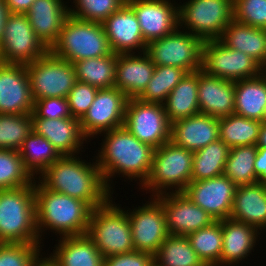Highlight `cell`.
<instances>
[{
    "label": "cell",
    "instance_id": "cell-1",
    "mask_svg": "<svg viewBox=\"0 0 266 266\" xmlns=\"http://www.w3.org/2000/svg\"><path fill=\"white\" fill-rule=\"evenodd\" d=\"M80 161L73 155L61 156L43 173L41 183L46 189L87 202L93 209L109 200L99 166Z\"/></svg>",
    "mask_w": 266,
    "mask_h": 266
},
{
    "label": "cell",
    "instance_id": "cell-2",
    "mask_svg": "<svg viewBox=\"0 0 266 266\" xmlns=\"http://www.w3.org/2000/svg\"><path fill=\"white\" fill-rule=\"evenodd\" d=\"M154 151L155 148L139 141L125 126L106 132L97 161L106 186L111 188L109 177L115 173L141 178L143 185L150 175Z\"/></svg>",
    "mask_w": 266,
    "mask_h": 266
},
{
    "label": "cell",
    "instance_id": "cell-3",
    "mask_svg": "<svg viewBox=\"0 0 266 266\" xmlns=\"http://www.w3.org/2000/svg\"><path fill=\"white\" fill-rule=\"evenodd\" d=\"M36 226L40 236L42 227L50 228L61 236H79L87 233L93 208L85 201L36 185Z\"/></svg>",
    "mask_w": 266,
    "mask_h": 266
},
{
    "label": "cell",
    "instance_id": "cell-4",
    "mask_svg": "<svg viewBox=\"0 0 266 266\" xmlns=\"http://www.w3.org/2000/svg\"><path fill=\"white\" fill-rule=\"evenodd\" d=\"M34 184L0 189V243H39Z\"/></svg>",
    "mask_w": 266,
    "mask_h": 266
},
{
    "label": "cell",
    "instance_id": "cell-5",
    "mask_svg": "<svg viewBox=\"0 0 266 266\" xmlns=\"http://www.w3.org/2000/svg\"><path fill=\"white\" fill-rule=\"evenodd\" d=\"M70 63L112 53L102 23L84 21L69 15L56 43L49 50Z\"/></svg>",
    "mask_w": 266,
    "mask_h": 266
},
{
    "label": "cell",
    "instance_id": "cell-6",
    "mask_svg": "<svg viewBox=\"0 0 266 266\" xmlns=\"http://www.w3.org/2000/svg\"><path fill=\"white\" fill-rule=\"evenodd\" d=\"M110 201L92 210L86 233L104 258L135 250L127 213Z\"/></svg>",
    "mask_w": 266,
    "mask_h": 266
},
{
    "label": "cell",
    "instance_id": "cell-7",
    "mask_svg": "<svg viewBox=\"0 0 266 266\" xmlns=\"http://www.w3.org/2000/svg\"><path fill=\"white\" fill-rule=\"evenodd\" d=\"M193 152L175 145L172 141L156 148L152 168L146 182V189L156 192L154 196L166 193V188L176 187L175 192H184L191 182Z\"/></svg>",
    "mask_w": 266,
    "mask_h": 266
},
{
    "label": "cell",
    "instance_id": "cell-8",
    "mask_svg": "<svg viewBox=\"0 0 266 266\" xmlns=\"http://www.w3.org/2000/svg\"><path fill=\"white\" fill-rule=\"evenodd\" d=\"M33 100L66 98L77 82L72 63L54 56L50 51L43 57L26 64Z\"/></svg>",
    "mask_w": 266,
    "mask_h": 266
},
{
    "label": "cell",
    "instance_id": "cell-9",
    "mask_svg": "<svg viewBox=\"0 0 266 266\" xmlns=\"http://www.w3.org/2000/svg\"><path fill=\"white\" fill-rule=\"evenodd\" d=\"M177 8L179 26L185 23L203 41L219 39L234 19L233 0H190Z\"/></svg>",
    "mask_w": 266,
    "mask_h": 266
},
{
    "label": "cell",
    "instance_id": "cell-10",
    "mask_svg": "<svg viewBox=\"0 0 266 266\" xmlns=\"http://www.w3.org/2000/svg\"><path fill=\"white\" fill-rule=\"evenodd\" d=\"M204 41L191 32H180L178 28L146 45L145 53L158 66H173L188 73L202 69V47Z\"/></svg>",
    "mask_w": 266,
    "mask_h": 266
},
{
    "label": "cell",
    "instance_id": "cell-11",
    "mask_svg": "<svg viewBox=\"0 0 266 266\" xmlns=\"http://www.w3.org/2000/svg\"><path fill=\"white\" fill-rule=\"evenodd\" d=\"M48 52L33 31L26 13H7L0 42V62L26 65Z\"/></svg>",
    "mask_w": 266,
    "mask_h": 266
},
{
    "label": "cell",
    "instance_id": "cell-12",
    "mask_svg": "<svg viewBox=\"0 0 266 266\" xmlns=\"http://www.w3.org/2000/svg\"><path fill=\"white\" fill-rule=\"evenodd\" d=\"M124 126L139 141L155 149L171 139V123L161 103L143 102L138 98L128 99Z\"/></svg>",
    "mask_w": 266,
    "mask_h": 266
},
{
    "label": "cell",
    "instance_id": "cell-13",
    "mask_svg": "<svg viewBox=\"0 0 266 266\" xmlns=\"http://www.w3.org/2000/svg\"><path fill=\"white\" fill-rule=\"evenodd\" d=\"M201 70L208 75L233 81L251 79L264 71L250 56L227 48L218 39L204 41Z\"/></svg>",
    "mask_w": 266,
    "mask_h": 266
},
{
    "label": "cell",
    "instance_id": "cell-14",
    "mask_svg": "<svg viewBox=\"0 0 266 266\" xmlns=\"http://www.w3.org/2000/svg\"><path fill=\"white\" fill-rule=\"evenodd\" d=\"M127 96L116 87L99 89L87 113L80 120L85 138L124 126Z\"/></svg>",
    "mask_w": 266,
    "mask_h": 266
},
{
    "label": "cell",
    "instance_id": "cell-15",
    "mask_svg": "<svg viewBox=\"0 0 266 266\" xmlns=\"http://www.w3.org/2000/svg\"><path fill=\"white\" fill-rule=\"evenodd\" d=\"M153 201L127 215L134 249L154 256L169 233L165 210L155 197Z\"/></svg>",
    "mask_w": 266,
    "mask_h": 266
},
{
    "label": "cell",
    "instance_id": "cell-16",
    "mask_svg": "<svg viewBox=\"0 0 266 266\" xmlns=\"http://www.w3.org/2000/svg\"><path fill=\"white\" fill-rule=\"evenodd\" d=\"M236 187L223 174L210 179L191 181L184 193L215 221H221L230 218Z\"/></svg>",
    "mask_w": 266,
    "mask_h": 266
},
{
    "label": "cell",
    "instance_id": "cell-17",
    "mask_svg": "<svg viewBox=\"0 0 266 266\" xmlns=\"http://www.w3.org/2000/svg\"><path fill=\"white\" fill-rule=\"evenodd\" d=\"M156 199L165 210L169 235L187 236L215 221L184 192H170V195L167 192L156 196Z\"/></svg>",
    "mask_w": 266,
    "mask_h": 266
},
{
    "label": "cell",
    "instance_id": "cell-18",
    "mask_svg": "<svg viewBox=\"0 0 266 266\" xmlns=\"http://www.w3.org/2000/svg\"><path fill=\"white\" fill-rule=\"evenodd\" d=\"M33 104L26 65L0 62V114H31Z\"/></svg>",
    "mask_w": 266,
    "mask_h": 266
},
{
    "label": "cell",
    "instance_id": "cell-19",
    "mask_svg": "<svg viewBox=\"0 0 266 266\" xmlns=\"http://www.w3.org/2000/svg\"><path fill=\"white\" fill-rule=\"evenodd\" d=\"M126 3L136 15L146 43L173 33L179 26L178 9L167 0H128Z\"/></svg>",
    "mask_w": 266,
    "mask_h": 266
},
{
    "label": "cell",
    "instance_id": "cell-20",
    "mask_svg": "<svg viewBox=\"0 0 266 266\" xmlns=\"http://www.w3.org/2000/svg\"><path fill=\"white\" fill-rule=\"evenodd\" d=\"M111 51L115 54H129L133 49L146 50L139 21L133 9L123 4L116 12L102 22Z\"/></svg>",
    "mask_w": 266,
    "mask_h": 266
},
{
    "label": "cell",
    "instance_id": "cell-21",
    "mask_svg": "<svg viewBox=\"0 0 266 266\" xmlns=\"http://www.w3.org/2000/svg\"><path fill=\"white\" fill-rule=\"evenodd\" d=\"M235 81L198 71V104L202 114L222 118L234 114Z\"/></svg>",
    "mask_w": 266,
    "mask_h": 266
},
{
    "label": "cell",
    "instance_id": "cell-22",
    "mask_svg": "<svg viewBox=\"0 0 266 266\" xmlns=\"http://www.w3.org/2000/svg\"><path fill=\"white\" fill-rule=\"evenodd\" d=\"M219 139V118L207 114L198 113L171 124L170 141L191 152Z\"/></svg>",
    "mask_w": 266,
    "mask_h": 266
},
{
    "label": "cell",
    "instance_id": "cell-23",
    "mask_svg": "<svg viewBox=\"0 0 266 266\" xmlns=\"http://www.w3.org/2000/svg\"><path fill=\"white\" fill-rule=\"evenodd\" d=\"M155 64L144 52L142 56L133 53L116 54V80L114 87L128 99L138 98L152 78Z\"/></svg>",
    "mask_w": 266,
    "mask_h": 266
},
{
    "label": "cell",
    "instance_id": "cell-24",
    "mask_svg": "<svg viewBox=\"0 0 266 266\" xmlns=\"http://www.w3.org/2000/svg\"><path fill=\"white\" fill-rule=\"evenodd\" d=\"M63 4L61 0H35L26 13L33 31L49 50L70 15V8Z\"/></svg>",
    "mask_w": 266,
    "mask_h": 266
},
{
    "label": "cell",
    "instance_id": "cell-25",
    "mask_svg": "<svg viewBox=\"0 0 266 266\" xmlns=\"http://www.w3.org/2000/svg\"><path fill=\"white\" fill-rule=\"evenodd\" d=\"M32 129L36 134L45 137L62 156L78 153L82 141L86 140L81 131L80 120L73 117L32 118Z\"/></svg>",
    "mask_w": 266,
    "mask_h": 266
},
{
    "label": "cell",
    "instance_id": "cell-26",
    "mask_svg": "<svg viewBox=\"0 0 266 266\" xmlns=\"http://www.w3.org/2000/svg\"><path fill=\"white\" fill-rule=\"evenodd\" d=\"M230 218L255 227H266V185L259 182L236 187Z\"/></svg>",
    "mask_w": 266,
    "mask_h": 266
},
{
    "label": "cell",
    "instance_id": "cell-27",
    "mask_svg": "<svg viewBox=\"0 0 266 266\" xmlns=\"http://www.w3.org/2000/svg\"><path fill=\"white\" fill-rule=\"evenodd\" d=\"M227 48L241 51L266 68V29L241 24L234 19L218 39Z\"/></svg>",
    "mask_w": 266,
    "mask_h": 266
},
{
    "label": "cell",
    "instance_id": "cell-28",
    "mask_svg": "<svg viewBox=\"0 0 266 266\" xmlns=\"http://www.w3.org/2000/svg\"><path fill=\"white\" fill-rule=\"evenodd\" d=\"M222 252L219 266L243 260L253 249L259 233L255 227L231 218L221 220Z\"/></svg>",
    "mask_w": 266,
    "mask_h": 266
},
{
    "label": "cell",
    "instance_id": "cell-29",
    "mask_svg": "<svg viewBox=\"0 0 266 266\" xmlns=\"http://www.w3.org/2000/svg\"><path fill=\"white\" fill-rule=\"evenodd\" d=\"M234 102L235 114L266 121V72L251 79L235 81Z\"/></svg>",
    "mask_w": 266,
    "mask_h": 266
},
{
    "label": "cell",
    "instance_id": "cell-30",
    "mask_svg": "<svg viewBox=\"0 0 266 266\" xmlns=\"http://www.w3.org/2000/svg\"><path fill=\"white\" fill-rule=\"evenodd\" d=\"M54 255L58 266H104V257L86 235L64 236Z\"/></svg>",
    "mask_w": 266,
    "mask_h": 266
},
{
    "label": "cell",
    "instance_id": "cell-31",
    "mask_svg": "<svg viewBox=\"0 0 266 266\" xmlns=\"http://www.w3.org/2000/svg\"><path fill=\"white\" fill-rule=\"evenodd\" d=\"M163 103L169 122L200 113L198 104V71L187 73Z\"/></svg>",
    "mask_w": 266,
    "mask_h": 266
},
{
    "label": "cell",
    "instance_id": "cell-32",
    "mask_svg": "<svg viewBox=\"0 0 266 266\" xmlns=\"http://www.w3.org/2000/svg\"><path fill=\"white\" fill-rule=\"evenodd\" d=\"M77 81L99 89L112 88L116 80V54L88 58L73 63Z\"/></svg>",
    "mask_w": 266,
    "mask_h": 266
},
{
    "label": "cell",
    "instance_id": "cell-33",
    "mask_svg": "<svg viewBox=\"0 0 266 266\" xmlns=\"http://www.w3.org/2000/svg\"><path fill=\"white\" fill-rule=\"evenodd\" d=\"M19 154L32 177L37 172L42 174L62 156L45 137L33 130L24 140Z\"/></svg>",
    "mask_w": 266,
    "mask_h": 266
},
{
    "label": "cell",
    "instance_id": "cell-34",
    "mask_svg": "<svg viewBox=\"0 0 266 266\" xmlns=\"http://www.w3.org/2000/svg\"><path fill=\"white\" fill-rule=\"evenodd\" d=\"M229 151L230 148L219 139L193 152L191 181L223 175Z\"/></svg>",
    "mask_w": 266,
    "mask_h": 266
},
{
    "label": "cell",
    "instance_id": "cell-35",
    "mask_svg": "<svg viewBox=\"0 0 266 266\" xmlns=\"http://www.w3.org/2000/svg\"><path fill=\"white\" fill-rule=\"evenodd\" d=\"M262 122L231 114L219 118V136L229 148L256 145Z\"/></svg>",
    "mask_w": 266,
    "mask_h": 266
},
{
    "label": "cell",
    "instance_id": "cell-36",
    "mask_svg": "<svg viewBox=\"0 0 266 266\" xmlns=\"http://www.w3.org/2000/svg\"><path fill=\"white\" fill-rule=\"evenodd\" d=\"M154 266H207L186 236L168 235L154 255Z\"/></svg>",
    "mask_w": 266,
    "mask_h": 266
},
{
    "label": "cell",
    "instance_id": "cell-37",
    "mask_svg": "<svg viewBox=\"0 0 266 266\" xmlns=\"http://www.w3.org/2000/svg\"><path fill=\"white\" fill-rule=\"evenodd\" d=\"M256 153V145L231 147L223 174L236 186L257 182L254 168Z\"/></svg>",
    "mask_w": 266,
    "mask_h": 266
},
{
    "label": "cell",
    "instance_id": "cell-38",
    "mask_svg": "<svg viewBox=\"0 0 266 266\" xmlns=\"http://www.w3.org/2000/svg\"><path fill=\"white\" fill-rule=\"evenodd\" d=\"M196 254L207 266H219L222 252V223L214 221L186 236Z\"/></svg>",
    "mask_w": 266,
    "mask_h": 266
},
{
    "label": "cell",
    "instance_id": "cell-39",
    "mask_svg": "<svg viewBox=\"0 0 266 266\" xmlns=\"http://www.w3.org/2000/svg\"><path fill=\"white\" fill-rule=\"evenodd\" d=\"M187 73L182 68L156 65L151 80L138 99L143 102L165 103L169 93Z\"/></svg>",
    "mask_w": 266,
    "mask_h": 266
},
{
    "label": "cell",
    "instance_id": "cell-40",
    "mask_svg": "<svg viewBox=\"0 0 266 266\" xmlns=\"http://www.w3.org/2000/svg\"><path fill=\"white\" fill-rule=\"evenodd\" d=\"M32 130L31 114H0V149L19 151Z\"/></svg>",
    "mask_w": 266,
    "mask_h": 266
},
{
    "label": "cell",
    "instance_id": "cell-41",
    "mask_svg": "<svg viewBox=\"0 0 266 266\" xmlns=\"http://www.w3.org/2000/svg\"><path fill=\"white\" fill-rule=\"evenodd\" d=\"M26 170L19 151L0 149V189L31 185L33 180Z\"/></svg>",
    "mask_w": 266,
    "mask_h": 266
},
{
    "label": "cell",
    "instance_id": "cell-42",
    "mask_svg": "<svg viewBox=\"0 0 266 266\" xmlns=\"http://www.w3.org/2000/svg\"><path fill=\"white\" fill-rule=\"evenodd\" d=\"M77 5L75 9H69L70 15L74 18L102 23L111 14L116 12L124 0H74Z\"/></svg>",
    "mask_w": 266,
    "mask_h": 266
},
{
    "label": "cell",
    "instance_id": "cell-43",
    "mask_svg": "<svg viewBox=\"0 0 266 266\" xmlns=\"http://www.w3.org/2000/svg\"><path fill=\"white\" fill-rule=\"evenodd\" d=\"M39 243H0V266H32L39 255Z\"/></svg>",
    "mask_w": 266,
    "mask_h": 266
},
{
    "label": "cell",
    "instance_id": "cell-44",
    "mask_svg": "<svg viewBox=\"0 0 266 266\" xmlns=\"http://www.w3.org/2000/svg\"><path fill=\"white\" fill-rule=\"evenodd\" d=\"M234 20L266 29V0H233Z\"/></svg>",
    "mask_w": 266,
    "mask_h": 266
},
{
    "label": "cell",
    "instance_id": "cell-45",
    "mask_svg": "<svg viewBox=\"0 0 266 266\" xmlns=\"http://www.w3.org/2000/svg\"><path fill=\"white\" fill-rule=\"evenodd\" d=\"M99 88L77 81L70 90L67 98L73 118L81 120L93 103Z\"/></svg>",
    "mask_w": 266,
    "mask_h": 266
},
{
    "label": "cell",
    "instance_id": "cell-46",
    "mask_svg": "<svg viewBox=\"0 0 266 266\" xmlns=\"http://www.w3.org/2000/svg\"><path fill=\"white\" fill-rule=\"evenodd\" d=\"M72 117L67 98L52 97L34 100L31 118L59 119Z\"/></svg>",
    "mask_w": 266,
    "mask_h": 266
},
{
    "label": "cell",
    "instance_id": "cell-47",
    "mask_svg": "<svg viewBox=\"0 0 266 266\" xmlns=\"http://www.w3.org/2000/svg\"><path fill=\"white\" fill-rule=\"evenodd\" d=\"M104 266H154V256L150 253L133 250L105 257Z\"/></svg>",
    "mask_w": 266,
    "mask_h": 266
},
{
    "label": "cell",
    "instance_id": "cell-48",
    "mask_svg": "<svg viewBox=\"0 0 266 266\" xmlns=\"http://www.w3.org/2000/svg\"><path fill=\"white\" fill-rule=\"evenodd\" d=\"M35 0H4L7 11L10 13H27Z\"/></svg>",
    "mask_w": 266,
    "mask_h": 266
},
{
    "label": "cell",
    "instance_id": "cell-49",
    "mask_svg": "<svg viewBox=\"0 0 266 266\" xmlns=\"http://www.w3.org/2000/svg\"><path fill=\"white\" fill-rule=\"evenodd\" d=\"M254 168L257 178L266 169V148L257 147V153L254 160Z\"/></svg>",
    "mask_w": 266,
    "mask_h": 266
},
{
    "label": "cell",
    "instance_id": "cell-50",
    "mask_svg": "<svg viewBox=\"0 0 266 266\" xmlns=\"http://www.w3.org/2000/svg\"><path fill=\"white\" fill-rule=\"evenodd\" d=\"M7 8L5 6L4 0H0V42L3 37V30H4V25H5V20L7 17Z\"/></svg>",
    "mask_w": 266,
    "mask_h": 266
},
{
    "label": "cell",
    "instance_id": "cell-51",
    "mask_svg": "<svg viewBox=\"0 0 266 266\" xmlns=\"http://www.w3.org/2000/svg\"><path fill=\"white\" fill-rule=\"evenodd\" d=\"M256 146L266 148V121L262 122Z\"/></svg>",
    "mask_w": 266,
    "mask_h": 266
},
{
    "label": "cell",
    "instance_id": "cell-52",
    "mask_svg": "<svg viewBox=\"0 0 266 266\" xmlns=\"http://www.w3.org/2000/svg\"><path fill=\"white\" fill-rule=\"evenodd\" d=\"M41 258H37L32 266H58V264L51 258H42V260H40Z\"/></svg>",
    "mask_w": 266,
    "mask_h": 266
},
{
    "label": "cell",
    "instance_id": "cell-53",
    "mask_svg": "<svg viewBox=\"0 0 266 266\" xmlns=\"http://www.w3.org/2000/svg\"><path fill=\"white\" fill-rule=\"evenodd\" d=\"M257 182L266 185V169L262 172V174L257 178Z\"/></svg>",
    "mask_w": 266,
    "mask_h": 266
}]
</instances>
